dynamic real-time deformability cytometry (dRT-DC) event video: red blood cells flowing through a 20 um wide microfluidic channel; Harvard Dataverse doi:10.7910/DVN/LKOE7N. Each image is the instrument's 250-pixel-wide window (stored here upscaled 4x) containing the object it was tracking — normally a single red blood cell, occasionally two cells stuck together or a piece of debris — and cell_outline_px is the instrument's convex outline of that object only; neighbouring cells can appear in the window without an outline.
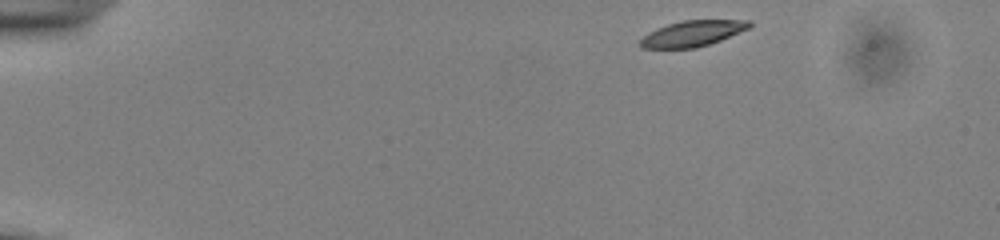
{"species": "common noctule bat (a hibernating species)", "species_latin": "Nyctalus noctula", "temperature_condition": "cold", "stored_images_in_passage": 8, "camera_frame_rate_fps": 3000, "um_per_image_px": 0.085, "animal": {"sex": "male", "body_mass_g": 13.0, "forearm_length_mm": 53.1}, "frame": {"image": 1, "passage_image": 1, "time_ms": 0.0, "image_size_px": [1000, 240], "cell_outline_px": [[752, 24], [748, 28], [720, 40], [696, 48], [640, 48], [640, 40], [648, 32], [656, 28], [668, 24], [684, 20], [752, 20]], "centroid_in_image_um": [58.84, 2.84], "position_along_channel_um": 26.2, "area_um2": 16.24}}